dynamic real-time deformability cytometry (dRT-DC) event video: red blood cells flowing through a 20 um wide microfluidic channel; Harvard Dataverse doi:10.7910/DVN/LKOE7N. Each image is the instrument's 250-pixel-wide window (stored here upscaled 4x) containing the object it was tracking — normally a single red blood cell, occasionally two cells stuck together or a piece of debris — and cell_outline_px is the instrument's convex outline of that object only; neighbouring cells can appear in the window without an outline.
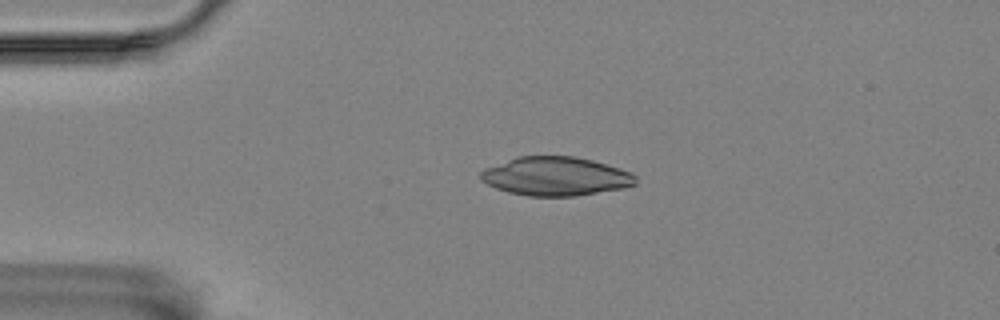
{"species": "Egyptian fruit bat (a non-hibernating species)", "species_latin": "Rousettus aegyptiacus", "temperature_condition": "room temperature", "stored_images_in_passage": 2, "camera_frame_rate_fps": 3000, "um_per_image_px": 0.085, "animal": {"sex": "female"}, "frame": {"image": 1, "passage_image": 1, "time_ms": 0.0, "image_size_px": [1000, 320], "cell_outline_px": [[636, 184], [624, 188], [576, 196], [528, 196], [508, 192], [496, 188], [480, 180], [480, 172], [488, 168], [508, 160], [520, 156], [572, 156], [592, 160], [620, 168], [632, 172], [636, 176]], "centroid_in_image_um": [47.27, 14.99], "position_along_channel_um": 37.7, "area_um2": 34.85}}